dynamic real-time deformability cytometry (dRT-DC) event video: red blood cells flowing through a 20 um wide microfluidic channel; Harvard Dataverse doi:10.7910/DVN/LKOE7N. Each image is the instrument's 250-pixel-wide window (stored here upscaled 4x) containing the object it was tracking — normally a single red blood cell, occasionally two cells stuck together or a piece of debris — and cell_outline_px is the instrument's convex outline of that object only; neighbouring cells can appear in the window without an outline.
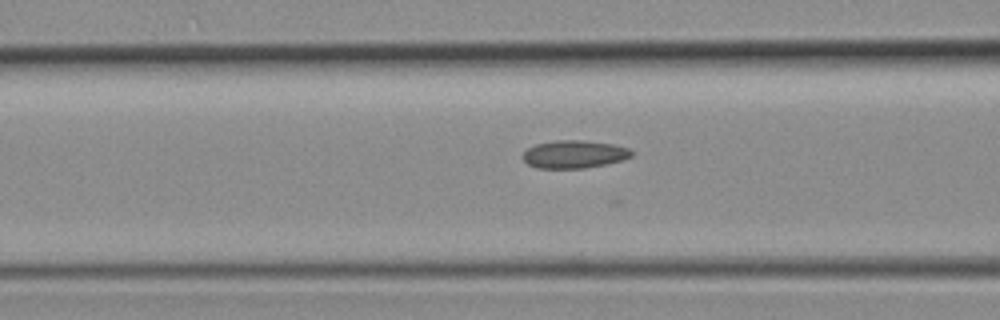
{"species": "common noctule bat (a hibernating species)", "species_latin": "Nyctalus noctula", "temperature_condition": "room temperature", "stored_images_in_passage": 6, "camera_frame_rate_fps": 3000, "um_per_image_px": 0.085, "animal": {"sex": "female", "body_mass_g": 19.3, "forearm_length_mm": 54.1}, "frame": {"image": 1, "passage_image": 6, "time_ms": 1.667, "image_size_px": [1000, 320], "cell_outline_px": [[632, 156], [624, 160], [608, 164], [584, 168], [536, 168], [528, 164], [524, 160], [524, 152], [528, 148], [536, 144], [556, 140], [584, 140], [612, 144], [628, 148], [632, 152]], "centroid_in_image_um": [48.83, 13.11], "position_along_channel_um": 117.8, "area_um2": 17.63}}